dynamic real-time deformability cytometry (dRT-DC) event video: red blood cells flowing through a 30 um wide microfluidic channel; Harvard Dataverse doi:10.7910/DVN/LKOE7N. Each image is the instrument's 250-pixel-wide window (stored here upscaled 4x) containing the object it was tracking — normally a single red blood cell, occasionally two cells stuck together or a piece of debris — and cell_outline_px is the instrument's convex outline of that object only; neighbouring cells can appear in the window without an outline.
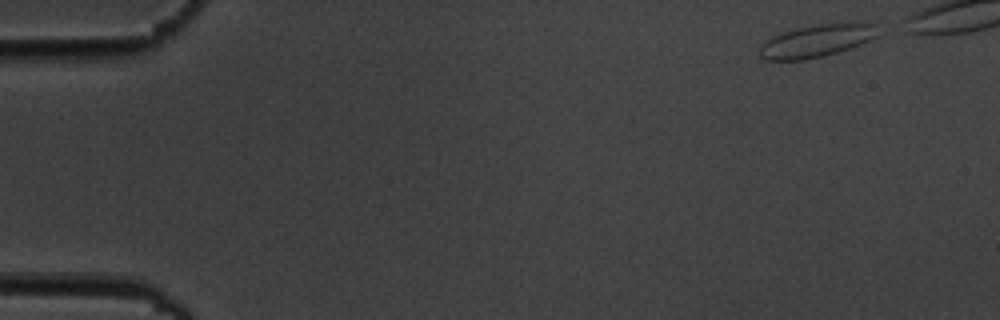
{"species": "common noctule bat (a hibernating species)", "species_latin": "Nyctalus noctula", "temperature_condition": "cold", "stored_images_in_passage": 5, "camera_frame_rate_fps": 3000, "um_per_image_px": 0.085, "animal": {"sex": "male", "body_mass_g": 19.5, "forearm_length_mm": 54.6}, "frame": {"image": 1, "passage_image": 1, "time_ms": 0.0, "image_size_px": [1000, 320], "cell_outline_px": [[880, 36], [860, 44], [836, 52], [804, 60], [764, 60], [760, 56], [760, 48], [764, 40], [772, 36], [796, 28], [820, 24], [848, 20], [880, 20]], "centroid_in_image_um": [69.6, 3.39], "position_along_channel_um": 15.4, "area_um2": 23.47}}